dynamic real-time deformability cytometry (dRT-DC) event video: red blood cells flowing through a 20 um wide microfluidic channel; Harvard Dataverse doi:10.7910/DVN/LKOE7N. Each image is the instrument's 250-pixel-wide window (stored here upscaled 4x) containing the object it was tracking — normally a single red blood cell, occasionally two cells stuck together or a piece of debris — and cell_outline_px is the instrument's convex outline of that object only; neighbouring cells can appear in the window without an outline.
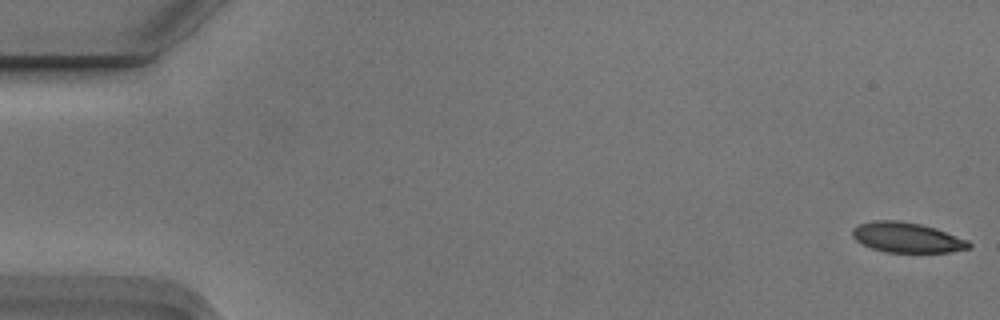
{"species": "Egyptian fruit bat (a non-hibernating species)", "species_latin": "Rousettus aegyptiacus", "temperature_condition": "cold", "stored_images_in_passage": 6, "camera_frame_rate_fps": 3000, "um_per_image_px": 0.085, "animal": {"sex": "male"}, "frame": {"image": 1, "passage_image": 1, "time_ms": 0.0, "image_size_px": [1000, 320], "cell_outline_px": [[972, 244], [968, 248], [948, 252], [884, 252], [872, 248], [856, 240], [852, 236], [852, 228], [860, 224], [872, 220], [896, 220], [920, 224], [936, 228], [968, 240]], "centroid_in_image_um": [77.07, 20.18], "position_along_channel_um": 7.9, "area_um2": 20.35}}